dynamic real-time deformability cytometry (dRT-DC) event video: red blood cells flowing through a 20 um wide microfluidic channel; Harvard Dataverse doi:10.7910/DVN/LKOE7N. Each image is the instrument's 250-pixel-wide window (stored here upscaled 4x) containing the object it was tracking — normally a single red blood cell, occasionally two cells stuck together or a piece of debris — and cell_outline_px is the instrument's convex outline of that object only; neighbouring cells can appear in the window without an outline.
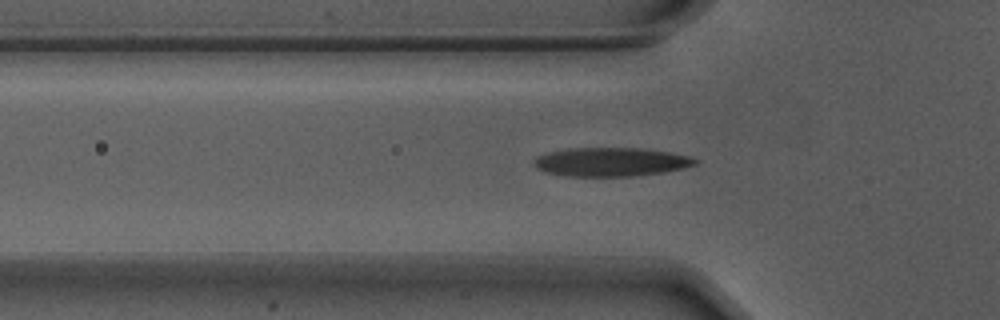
{"species": "Egyptian fruit bat (a non-hibernating species)", "species_latin": "Rousettus aegyptiacus", "temperature_condition": "warm", "stored_images_in_passage": 53, "camera_frame_rate_fps": 3000, "um_per_image_px": 0.085, "animal": {"sex": "male"}, "frame": {"image": 1, "passage_image": 15, "time_ms": 4.667, "image_size_px": [1000, 320], "cell_outline_px": [[700, 164], [684, 168], [664, 172], [636, 176], [568, 176], [544, 172], [536, 168], [532, 160], [536, 156], [548, 152], [568, 148], [640, 148], [668, 152], [688, 156], [700, 160]], "centroid_in_image_um": [51.93, 13.77], "position_along_channel_um": 73.9, "area_um2": 27.28}}
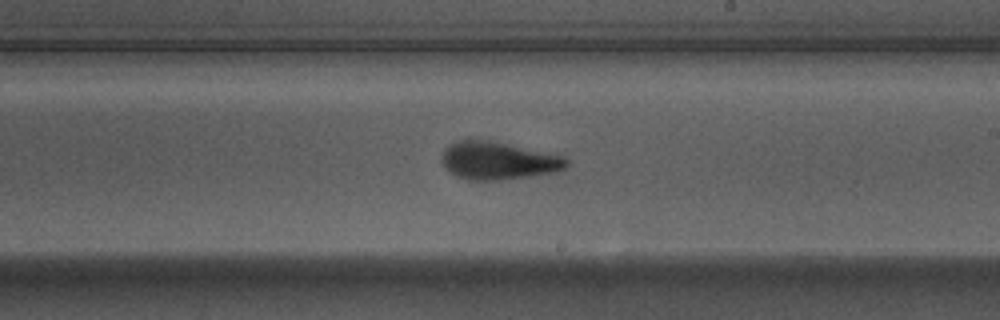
{"frame": {"image": 2, "passage_image": 29, "time_ms": 9.333, "image_size_px": [1000, 320], "cell_outline_px": [[568, 164], [560, 172], [496, 180], [468, 180], [456, 176], [448, 172], [440, 160], [444, 148], [468, 136], [472, 136], [564, 156], [568, 160]], "centroid_in_image_um": [42.3, 13.63], "position_along_channel_um": 246.7, "area_um2": 27.98}}
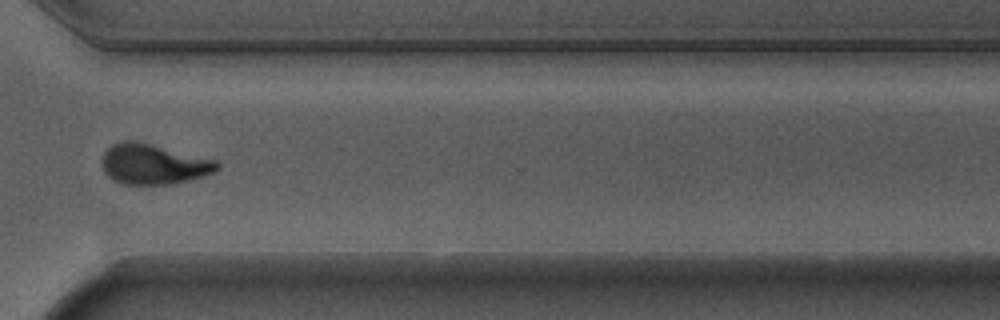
{"frame": {"image": 3, "passage_image": 38, "time_ms": 12.333, "image_size_px": [1000, 320], "cell_outline_px": [[220, 168], [204, 176], [172, 184], [120, 184], [108, 176], [104, 172], [104, 152], [112, 144], [120, 140], [136, 140], [216, 160], [220, 164]], "centroid_in_image_um": [13.05, 13.94], "position_along_channel_um": 357.6, "area_um2": 26.93}, "authors_computed_cell_mechanics": {"area_um2": 26.1834, "velocity_mm_per_s": 3.6952, "shape_relaxation_time_tau1_ms": 3.2262, "shape_relaxation_time_tau2_ms": 1.4991, "deformation_change_tau1": 0.1841, "deformation_change_tau2": 0.0896}}